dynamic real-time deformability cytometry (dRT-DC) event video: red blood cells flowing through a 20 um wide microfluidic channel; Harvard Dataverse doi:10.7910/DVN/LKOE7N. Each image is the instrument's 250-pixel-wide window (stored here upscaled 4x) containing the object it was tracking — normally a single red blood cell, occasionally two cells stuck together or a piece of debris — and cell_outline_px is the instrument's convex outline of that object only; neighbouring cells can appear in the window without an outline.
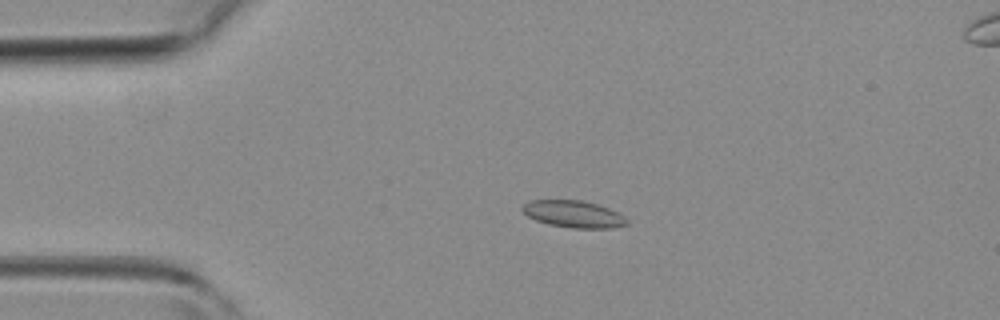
{"species": "common noctule bat (a hibernating species)", "species_latin": "Nyctalus noctula", "temperature_condition": "room temperature", "stored_images_in_passage": 27, "camera_frame_rate_fps": 3000, "um_per_image_px": 0.085, "animal": {"sex": "female", "body_mass_g": 19.3, "forearm_length_mm": 54.1}, "frame": {"image": 1, "passage_image": 2, "time_ms": 0.333, "image_size_px": [1000, 320], "cell_outline_px": [[628, 224], [612, 228], [572, 228], [548, 224], [536, 220], [528, 216], [520, 208], [528, 200], [584, 200], [608, 208], [624, 216], [628, 220]], "centroid_in_image_um": [48.74, 18.19], "position_along_channel_um": 36.3, "area_um2": 16.42}}
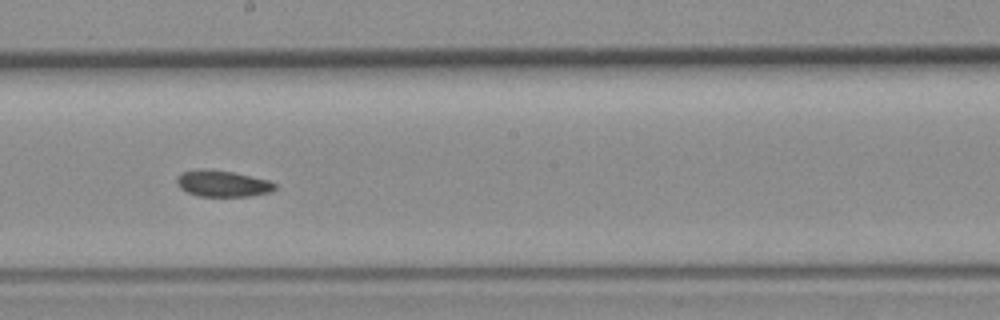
{"frame": {"image": 2, "passage_image": 17, "time_ms": 5.333, "image_size_px": [1000, 320], "cell_outline_px": [[276, 188], [272, 192], [248, 196], [200, 196], [188, 192], [180, 188], [176, 184], [176, 176], [180, 172], [200, 168], [204, 168], [232, 172], [268, 180], [276, 184]], "centroid_in_image_um": [18.88, 15.59], "position_along_channel_um": 229.3, "area_um2": 15.14}}
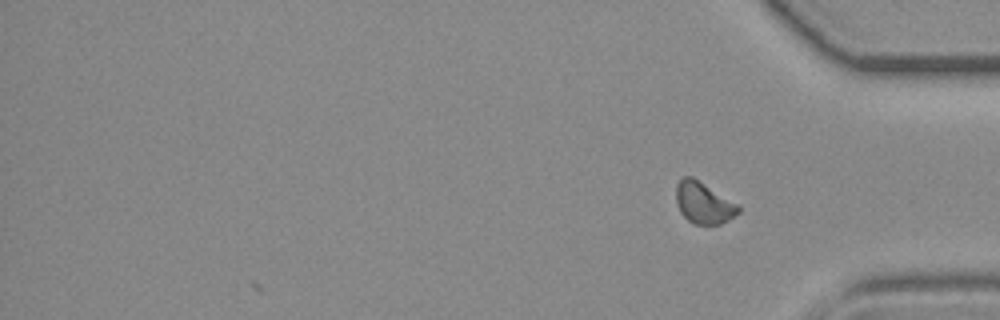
{"frame": {"image": 3, "passage_image": 27, "time_ms": 8.667, "image_size_px": [1000, 320], "cell_outline_px": [[740, 212], [728, 220], [720, 224], [692, 224], [680, 212], [676, 204], [676, 184], [684, 176], [692, 176], [740, 204]], "centroid_in_image_um": [59.82, 17.23], "position_along_channel_um": 375.4, "area_um2": 15.32}}